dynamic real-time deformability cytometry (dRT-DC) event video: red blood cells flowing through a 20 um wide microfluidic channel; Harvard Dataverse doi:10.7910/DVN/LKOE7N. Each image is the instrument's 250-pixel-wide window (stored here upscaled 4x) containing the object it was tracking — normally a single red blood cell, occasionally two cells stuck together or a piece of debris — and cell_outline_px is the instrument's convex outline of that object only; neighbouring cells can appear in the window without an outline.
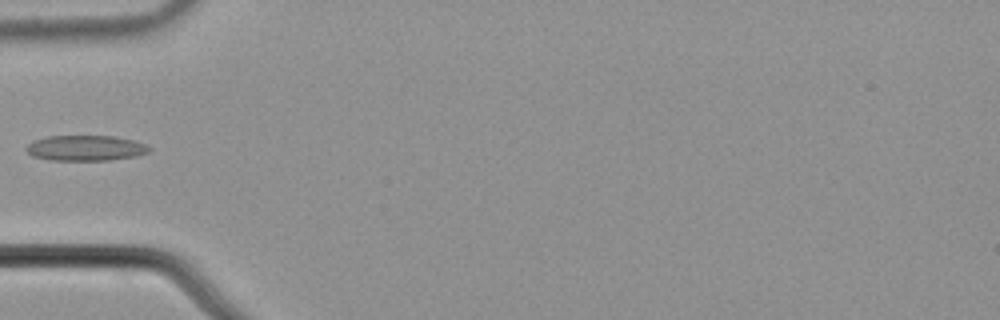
{"species": "common noctule bat (a hibernating species)", "species_latin": "Nyctalus noctula", "temperature_condition": "cold", "stored_images_in_passage": 4, "camera_frame_rate_fps": 3000, "um_per_image_px": 0.085, "animal": {"sex": "male", "body_mass_g": 21.5, "forearm_length_mm": 52.0}, "frame": {"image": 1, "passage_image": 4, "time_ms": 1.0, "image_size_px": [1000, 320], "cell_outline_px": [[152, 148], [148, 152], [136, 156], [108, 160], [52, 160], [32, 156], [24, 148], [28, 144], [36, 140], [48, 136], [112, 136], [136, 140], [148, 144]], "centroid_in_image_um": [7.32, 12.58], "position_along_channel_um": 77.7, "area_um2": 18.26}}